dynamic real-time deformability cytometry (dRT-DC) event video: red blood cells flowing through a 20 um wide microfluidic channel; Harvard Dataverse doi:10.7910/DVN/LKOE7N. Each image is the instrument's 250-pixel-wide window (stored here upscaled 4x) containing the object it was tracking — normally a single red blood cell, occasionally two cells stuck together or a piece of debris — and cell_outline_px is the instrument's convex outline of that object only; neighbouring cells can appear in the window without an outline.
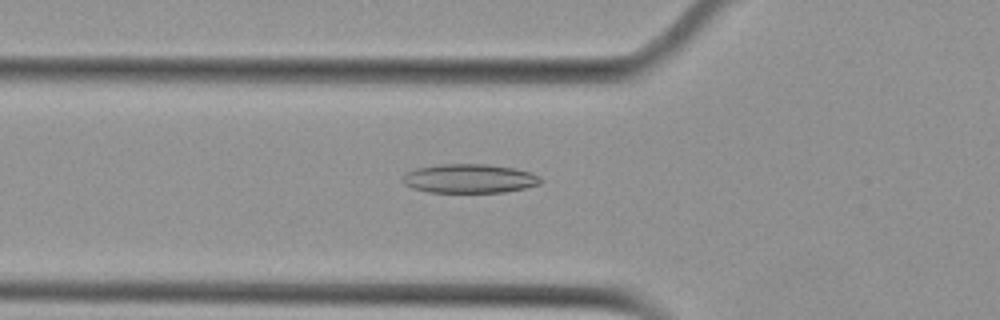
{"species": "Egyptian fruit bat (a non-hibernating species)", "species_latin": "Rousettus aegyptiacus", "temperature_condition": "cold", "stored_images_in_passage": 54, "camera_frame_rate_fps": 3000, "um_per_image_px": 0.085, "animal": {"sex": "female"}, "frame": {"image": 1, "passage_image": 19, "time_ms": 6.0, "image_size_px": [1000, 320], "cell_outline_px": [[544, 180], [540, 184], [524, 188], [504, 192], [428, 192], [412, 188], [404, 184], [400, 180], [404, 172], [416, 168], [440, 164], [488, 164], [516, 168], [532, 172], [540, 176]], "centroid_in_image_um": [39.89, 15.17], "position_along_channel_um": 85.9, "area_um2": 23.7}}
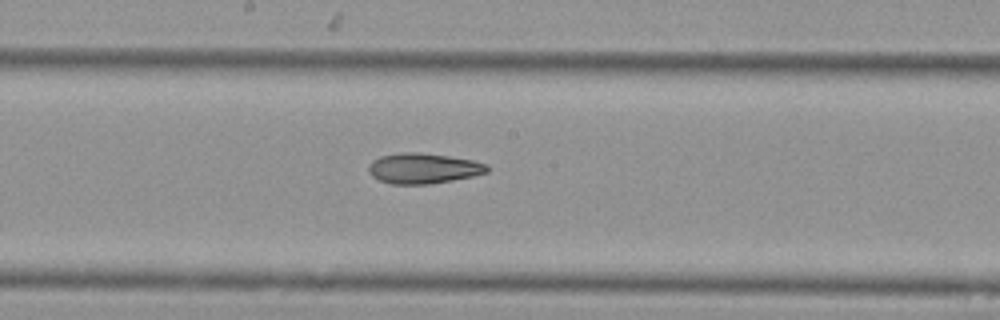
{"frame": {"image": 2, "passage_image": 29, "time_ms": 9.333, "image_size_px": [1000, 320], "cell_outline_px": [[488, 172], [472, 176], [452, 180], [428, 184], [392, 184], [380, 180], [372, 176], [368, 172], [368, 164], [372, 160], [380, 156], [400, 152], [420, 152], [448, 156], [472, 160], [488, 164]], "centroid_in_image_um": [35.95, 14.3], "position_along_channel_um": 212.3, "area_um2": 21.04}}
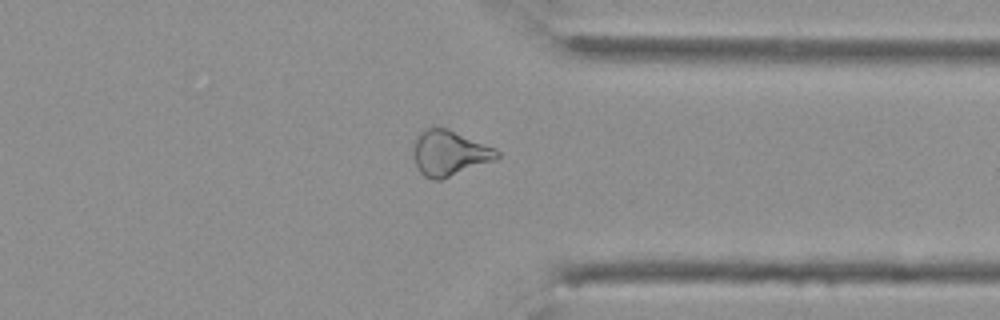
{"frame": {"image": 3, "passage_image": 42, "time_ms": 13.667, "image_size_px": [1000, 320], "cell_outline_px": [[500, 156], [496, 160], [440, 180], [432, 180], [424, 176], [420, 172], [416, 164], [412, 152], [412, 148], [416, 136], [424, 128], [448, 128], [496, 148], [500, 152]], "centroid_in_image_um": [38.2, 13.01], "position_along_channel_um": 373.2, "area_um2": 22.37}, "authors_computed_cell_mechanics": {"area_um2": 23.8714, "velocity_mm_per_s": 3.7728, "shape_relaxation_time_tau1_ms": null, "shape_relaxation_time_tau2_ms": 7.4882, "deformation_change_tau1": null, "deformation_change_tau2": 0.1772}}